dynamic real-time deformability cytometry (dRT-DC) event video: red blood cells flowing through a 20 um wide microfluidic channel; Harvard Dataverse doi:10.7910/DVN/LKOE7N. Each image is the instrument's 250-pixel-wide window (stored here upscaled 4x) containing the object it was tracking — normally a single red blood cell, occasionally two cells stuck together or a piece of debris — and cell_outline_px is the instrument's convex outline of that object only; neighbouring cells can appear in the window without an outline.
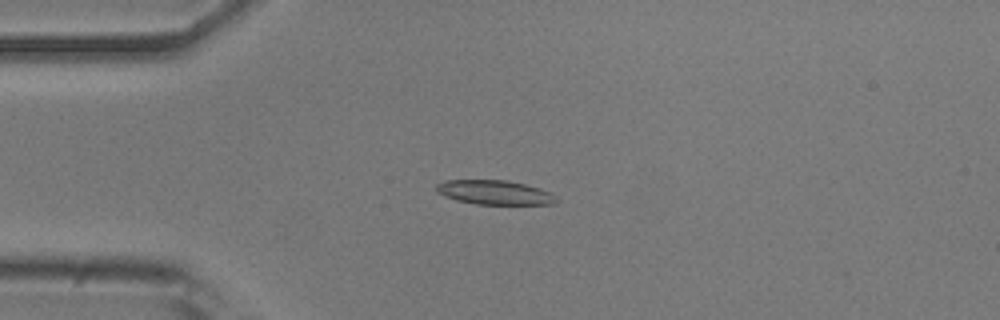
{"species": "common noctule bat (a hibernating species)", "species_latin": "Nyctalus noctula", "temperature_condition": "room temperature", "stored_images_in_passage": 52, "camera_frame_rate_fps": 3000, "um_per_image_px": 0.085, "animal": {"sex": "male", "body_mass_g": 20.5, "forearm_length_mm": 52.5}, "frame": {"image": 1, "passage_image": 13, "time_ms": 4.0, "image_size_px": [1000, 320], "cell_outline_px": [[560, 200], [556, 204], [476, 204], [456, 200], [444, 196], [436, 192], [436, 184], [444, 180], [508, 180], [540, 188], [548, 192]], "centroid_in_image_um": [42.02, 16.35], "position_along_channel_um": 43.0, "area_um2": 17.05}}
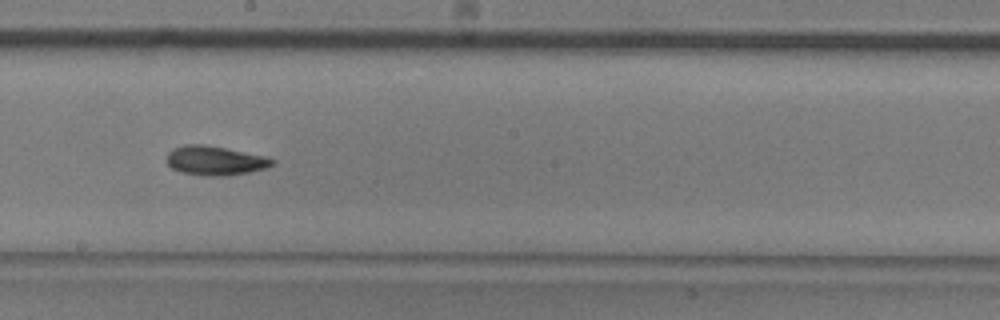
{"frame": {"image": 2, "passage_image": 29, "time_ms": 9.333, "image_size_px": [1000, 320], "cell_outline_px": [[276, 164], [268, 168], [228, 176], [204, 176], [184, 172], [172, 168], [168, 164], [168, 152], [172, 148], [184, 144], [204, 144], [264, 156], [276, 160]], "centroid_in_image_um": [18.31, 13.65], "position_along_channel_um": 229.9, "area_um2": 17.98}}
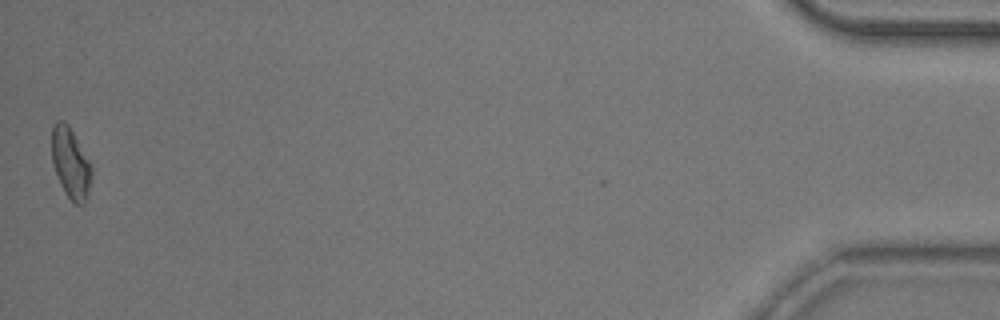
{"frame": {"image": 3, "passage_image": 52, "time_ms": 17.0, "image_size_px": [1000, 320], "cell_outline_px": [[92, 176], [88, 196], [84, 204], [76, 204], [64, 192], [60, 184], [52, 164], [52, 124], [56, 120], [64, 120], [68, 124], [88, 160], [92, 168]], "centroid_in_image_um": [5.99, 13.87], "position_along_channel_um": 429.2, "area_um2": 16.36}, "authors_computed_cell_mechanics": {"area_um2": 17.3111, "velocity_mm_per_s": 3.8521, "shape_relaxation_time_tau1_ms": 9.4532, "shape_relaxation_time_tau2_ms": 4.7105, "deformation_change_tau1": 0.2137, "deformation_change_tau2": 0.1303}}